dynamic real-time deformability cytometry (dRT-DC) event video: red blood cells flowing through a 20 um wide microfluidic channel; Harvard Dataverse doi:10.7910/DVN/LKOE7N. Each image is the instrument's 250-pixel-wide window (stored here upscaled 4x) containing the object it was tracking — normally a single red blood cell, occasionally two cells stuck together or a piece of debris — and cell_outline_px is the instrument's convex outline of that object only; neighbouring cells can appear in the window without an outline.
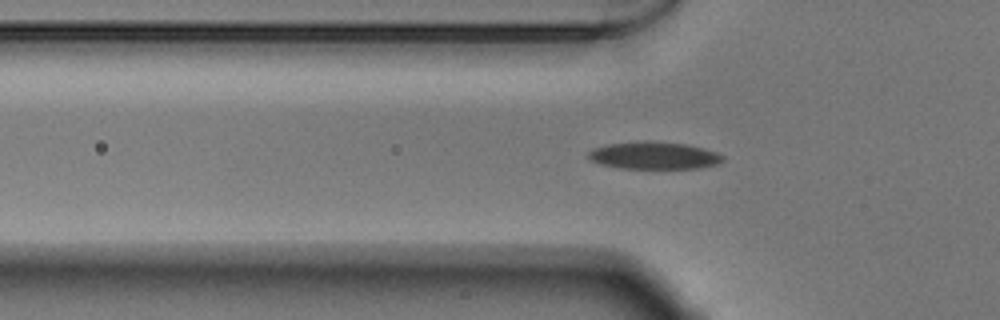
{"species": "Egyptian fruit bat (a non-hibernating species)", "species_latin": "Rousettus aegyptiacus", "temperature_condition": "warm", "stored_images_in_passage": 53, "camera_frame_rate_fps": 3000, "um_per_image_px": 0.085, "animal": {"sex": "male"}, "frame": {"image": 1, "passage_image": 17, "time_ms": 5.333, "image_size_px": [1000, 320], "cell_outline_px": [[724, 160], [716, 164], [700, 168], [620, 168], [600, 164], [588, 160], [588, 152], [592, 148], [608, 144], [644, 140], [684, 144], [704, 148], [716, 152], [724, 156]], "centroid_in_image_um": [55.55, 13.21], "position_along_channel_um": 70.2, "area_um2": 21.5}}
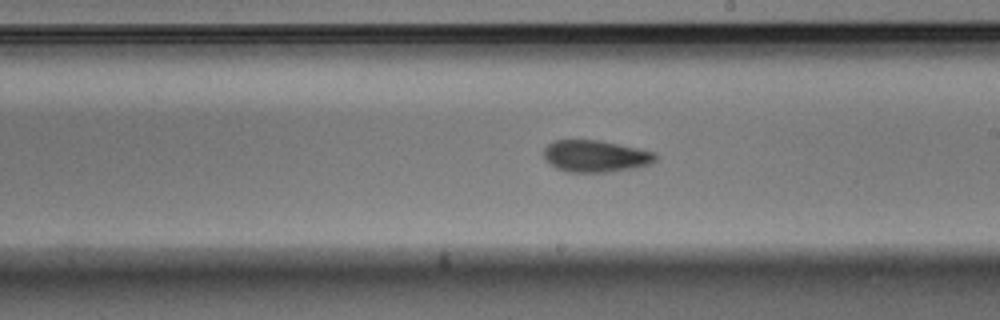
{"frame": {"image": 2, "passage_image": 30, "time_ms": 9.667, "image_size_px": [1000, 320], "cell_outline_px": [[656, 160], [652, 164], [636, 168], [612, 172], [568, 172], [556, 168], [544, 156], [544, 148], [552, 140], [600, 140], [656, 152]], "centroid_in_image_um": [50.66, 13.27], "position_along_channel_um": 238.3, "area_um2": 20.87}}
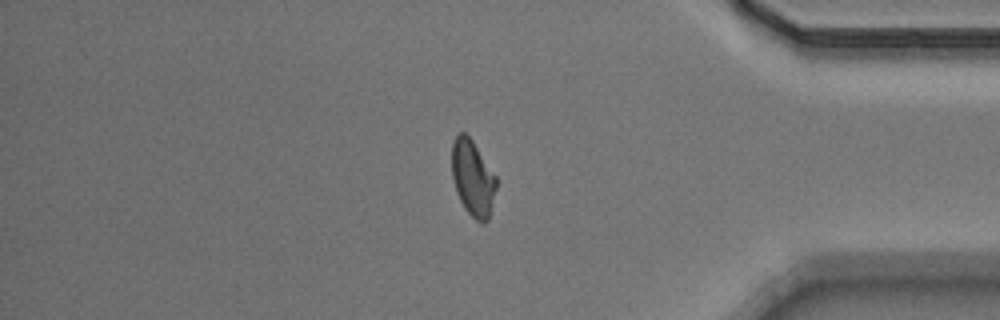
{"frame": {"image": 3, "passage_image": 44, "time_ms": 14.333, "image_size_px": [1000, 320], "cell_outline_px": [[496, 188], [488, 220], [476, 220], [464, 208], [456, 192], [452, 176], [452, 144], [456, 136], [460, 132], [464, 132], [472, 140], [496, 176]], "centroid_in_image_um": [40.17, 15.11], "position_along_channel_um": 395.0, "area_um2": 19.31}, "authors_computed_cell_mechanics": {"area_um2": 20.1144, "velocity_mm_per_s": 3.8702, "shape_relaxation_time_tau1_ms": 6.5916, "shape_relaxation_time_tau2_ms": 3.6616, "deformation_change_tau1": 0.1563, "deformation_change_tau2": 0.0897}}